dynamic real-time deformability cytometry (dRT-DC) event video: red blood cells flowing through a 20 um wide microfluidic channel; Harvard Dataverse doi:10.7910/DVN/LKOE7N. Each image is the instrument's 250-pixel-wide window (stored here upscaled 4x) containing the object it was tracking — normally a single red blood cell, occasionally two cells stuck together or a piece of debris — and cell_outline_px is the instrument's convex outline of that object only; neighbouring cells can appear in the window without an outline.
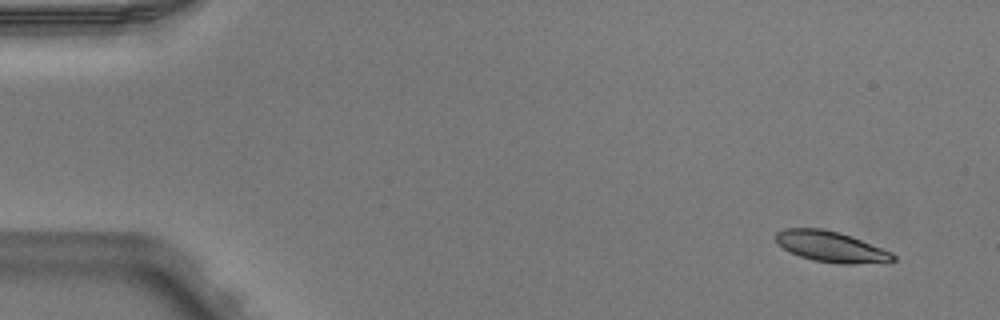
{"species": "Egyptian fruit bat (a non-hibernating species)", "species_latin": "Rousettus aegyptiacus", "temperature_condition": "warm", "stored_images_in_passage": 6, "camera_frame_rate_fps": 3000, "um_per_image_px": 0.085, "animal": {"sex": "male"}, "frame": {"image": 1, "passage_image": 1, "time_ms": 0.0, "image_size_px": [1000, 320], "cell_outline_px": [[896, 260], [888, 264], [836, 264], [812, 260], [788, 252], [776, 244], [776, 232], [784, 228], [824, 228], [840, 232], [852, 236], [892, 252], [896, 256]], "centroid_in_image_um": [70.68, 20.99], "position_along_channel_um": 14.3, "area_um2": 21.73}}
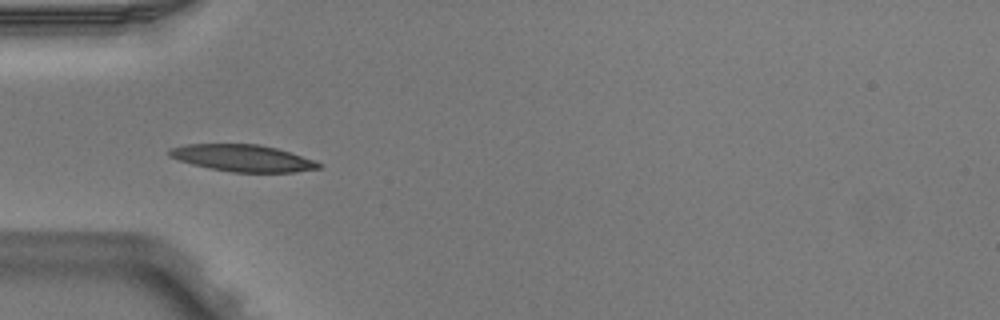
{"frame": {"image": 2, "passage_image": 4, "time_ms": 1.0, "image_size_px": [1000, 320], "cell_outline_px": [[320, 168], [296, 172], [232, 172], [192, 164], [168, 156], [168, 152], [172, 148], [184, 144], [260, 144], [276, 148], [316, 160], [320, 164]], "centroid_in_image_um": [20.65, 13.43], "position_along_channel_um": 64.4, "area_um2": 23.18}}
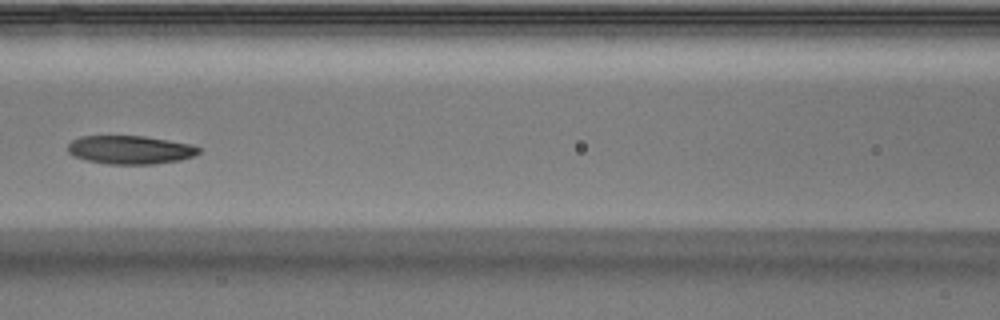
{"frame": {"image": 3, "passage_image": 6, "time_ms": 1.667, "image_size_px": [1000, 320], "cell_outline_px": [[200, 152], [192, 156], [180, 160], [156, 164], [108, 164], [88, 160], [76, 156], [68, 152], [68, 144], [72, 140], [80, 136], [144, 136], [192, 144], [200, 148]], "centroid_in_image_um": [11.08, 12.73], "position_along_channel_um": 155.5, "area_um2": 21.62}}